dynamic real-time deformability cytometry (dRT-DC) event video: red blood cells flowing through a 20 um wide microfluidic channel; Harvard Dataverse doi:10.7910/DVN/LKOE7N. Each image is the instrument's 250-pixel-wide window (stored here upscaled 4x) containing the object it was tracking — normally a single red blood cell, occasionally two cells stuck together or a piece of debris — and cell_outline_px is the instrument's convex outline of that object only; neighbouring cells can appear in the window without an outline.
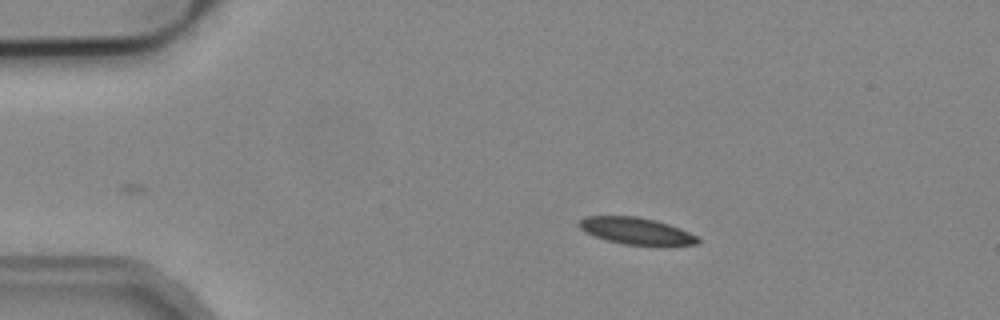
{"species": "common noctule bat (a hibernating species)", "species_latin": "Nyctalus noctula", "temperature_condition": "cold", "stored_images_in_passage": 5, "camera_frame_rate_fps": 3000, "um_per_image_px": 0.085, "animal": {"sex": "male", "body_mass_g": 19.2, "forearm_length_mm": 51.8}, "frame": {"image": 1, "passage_image": 1, "time_ms": 0.0, "image_size_px": [1000, 320], "cell_outline_px": [[700, 244], [624, 244], [608, 240], [584, 232], [576, 224], [584, 216], [636, 216], [656, 220], [680, 228], [696, 236], [700, 240]], "centroid_in_image_um": [54.02, 19.6], "position_along_channel_um": 31.0, "area_um2": 18.15}}
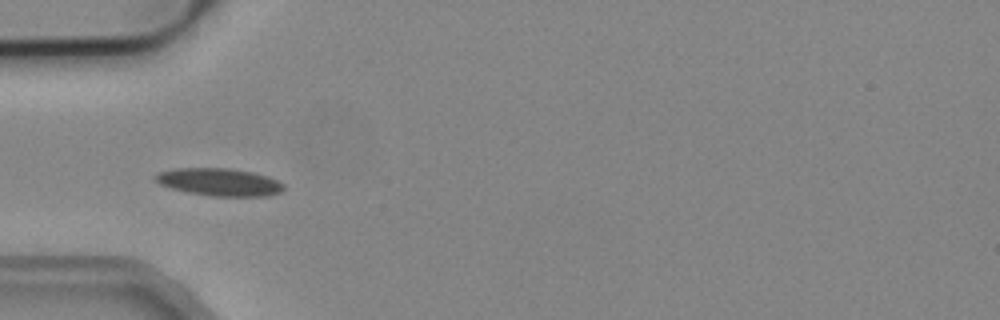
{"frame": {"image": 2, "passage_image": 3, "time_ms": 0.667, "image_size_px": [1000, 320], "cell_outline_px": [[284, 188], [280, 192], [268, 196], [212, 196], [188, 192], [172, 188], [160, 184], [152, 176], [160, 172], [176, 168], [228, 168], [252, 172], [268, 176], [284, 184]], "centroid_in_image_um": [18.65, 15.47], "position_along_channel_um": 66.3, "area_um2": 20.52}}